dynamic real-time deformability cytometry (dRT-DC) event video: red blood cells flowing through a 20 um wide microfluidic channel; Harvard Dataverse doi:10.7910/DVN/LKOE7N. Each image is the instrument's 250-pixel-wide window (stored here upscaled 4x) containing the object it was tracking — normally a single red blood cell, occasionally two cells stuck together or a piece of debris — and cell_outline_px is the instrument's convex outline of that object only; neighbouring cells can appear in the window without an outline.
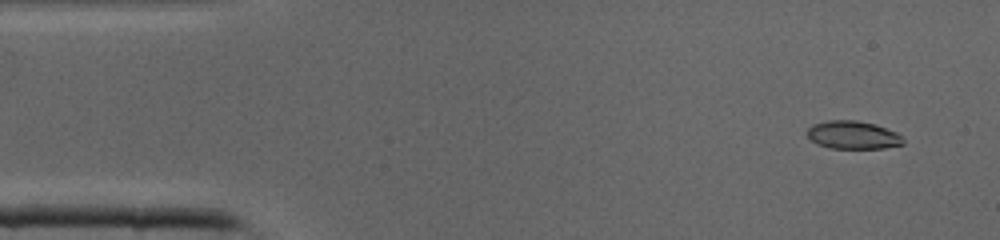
{"species": "common noctule bat (a hibernating species)", "species_latin": "Nyctalus noctula", "temperature_condition": "cold", "stored_images_in_passage": 41, "camera_frame_rate_fps": 3000, "um_per_image_px": 0.085, "animal": {"sex": "male", "body_mass_g": 19.0, "forearm_length_mm": 50.8}, "frame": {"image": 1, "passage_image": 3, "time_ms": 0.667, "image_size_px": [1000, 240], "cell_outline_px": [[904, 144], [884, 148], [828, 148], [816, 144], [808, 136], [808, 128], [812, 124], [828, 120], [856, 120], [876, 124], [896, 132], [904, 140]], "centroid_in_image_um": [72.49, 11.47], "position_along_channel_um": 12.5, "area_um2": 15.72}}
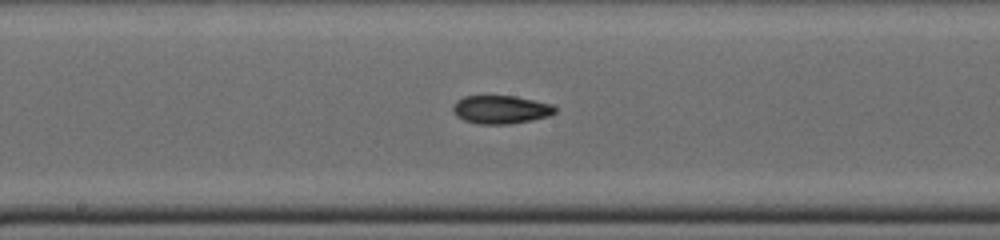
{"frame": {"image": 2, "passage_image": 21, "time_ms": 6.667, "image_size_px": [1000, 240], "cell_outline_px": [[556, 112], [548, 116], [532, 120], [508, 124], [476, 124], [464, 120], [456, 116], [452, 108], [456, 100], [464, 96], [516, 96], [552, 104], [556, 108]], "centroid_in_image_um": [42.56, 9.31], "position_along_channel_um": 205.6, "area_um2": 16.88}}
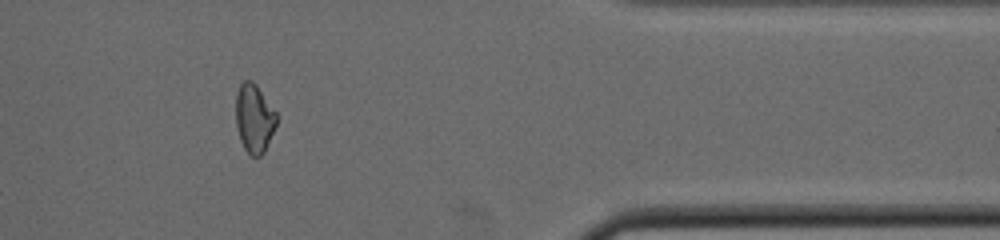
{"frame": {"image": 3, "passage_image": 34, "time_ms": 11.0, "image_size_px": [1000, 240], "cell_outline_px": [[276, 124], [264, 152], [260, 156], [252, 156], [244, 148], [240, 140], [236, 128], [236, 92], [240, 84], [244, 80], [252, 80], [256, 84], [276, 112]], "centroid_in_image_um": [21.58, 10.04], "position_along_channel_um": 389.8, "area_um2": 16.18}}